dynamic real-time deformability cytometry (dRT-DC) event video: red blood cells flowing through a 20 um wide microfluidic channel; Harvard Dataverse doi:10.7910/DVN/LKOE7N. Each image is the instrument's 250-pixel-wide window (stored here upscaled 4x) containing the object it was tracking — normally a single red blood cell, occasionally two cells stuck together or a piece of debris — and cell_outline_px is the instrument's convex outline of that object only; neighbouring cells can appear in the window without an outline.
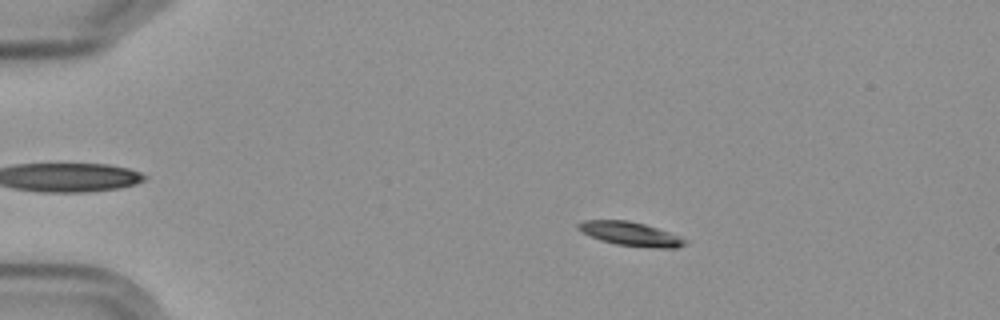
{"species": "Egyptian fruit bat (a non-hibernating species)", "species_latin": "Rousettus aegyptiacus", "temperature_condition": "cold", "stored_images_in_passage": 5, "camera_frame_rate_fps": 3000, "um_per_image_px": 0.085, "frame": {"image": 1, "passage_image": 3, "time_ms": 2.333, "image_size_px": [1000, 320], "cell_outline_px": [[688, 240], [684, 244], [676, 248], [652, 248], [616, 244], [600, 240], [576, 228], [576, 224], [584, 220], [628, 220], [644, 224], [668, 232]], "centroid_in_image_um": [53.58, 19.88], "position_along_channel_um": 31.4, "area_um2": 14.68}}